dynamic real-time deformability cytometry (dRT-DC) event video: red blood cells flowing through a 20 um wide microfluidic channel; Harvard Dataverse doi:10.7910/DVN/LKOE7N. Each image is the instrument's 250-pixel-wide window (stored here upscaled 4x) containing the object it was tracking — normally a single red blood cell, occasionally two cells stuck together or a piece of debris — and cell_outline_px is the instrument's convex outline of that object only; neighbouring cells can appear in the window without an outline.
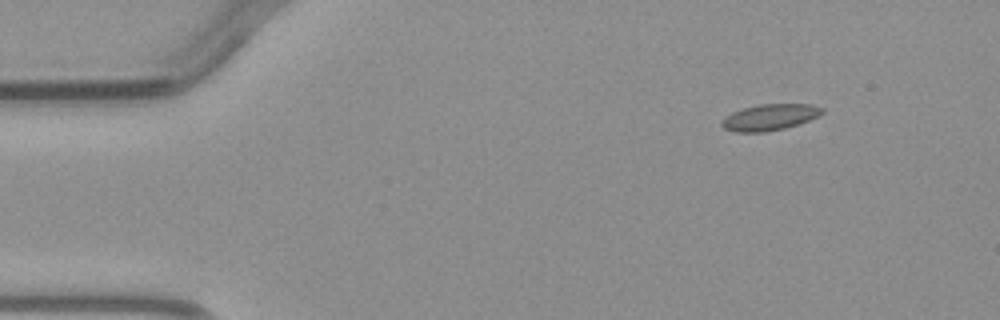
{"species": "common noctule bat (a hibernating species)", "species_latin": "Nyctalus noctula", "temperature_condition": "warm", "stored_images_in_passage": 3, "camera_frame_rate_fps": 3000, "um_per_image_px": 0.085, "animal": {"sex": "male", "body_mass_g": 23.1, "forearm_length_mm": 52.7}, "frame": {"image": 1, "passage_image": 1, "time_ms": 0.0, "image_size_px": [1000, 320], "cell_outline_px": [[824, 112], [820, 116], [784, 128], [764, 132], [736, 132], [724, 128], [720, 124], [720, 120], [724, 116], [732, 112], [744, 108], [760, 104], [812, 104], [824, 108]], "centroid_in_image_um": [65.41, 9.96], "position_along_channel_um": 19.6, "area_um2": 15.37}}